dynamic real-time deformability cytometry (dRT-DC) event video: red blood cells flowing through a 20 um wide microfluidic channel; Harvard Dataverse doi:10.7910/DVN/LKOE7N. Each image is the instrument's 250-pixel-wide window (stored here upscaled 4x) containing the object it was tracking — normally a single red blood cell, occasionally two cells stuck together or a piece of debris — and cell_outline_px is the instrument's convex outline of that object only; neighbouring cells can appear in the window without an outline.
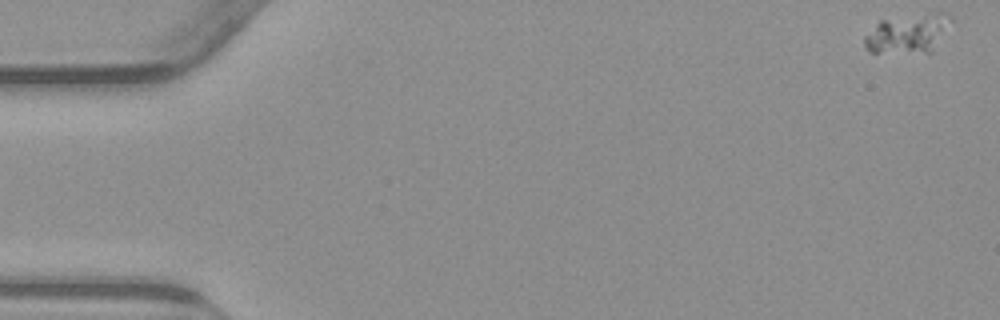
{"species": "common noctule bat (a hibernating species)", "species_latin": "Nyctalus noctula", "temperature_condition": "warm", "stored_images_in_passage": 55, "camera_frame_rate_fps": 3000, "um_per_image_px": 0.085, "animal": {"sex": "male", "body_mass_g": 23.1, "forearm_length_mm": 52.7}, "frame": {"image": 1, "passage_image": 1, "time_ms": 0.0, "image_size_px": [1000, 320], "cell_outline_px": [[932, 52], [872, 52], [864, 48], [864, 36], [880, 20], [884, 20], [924, 24], [928, 36]], "centroid_in_image_um": [76.28, 3.2], "position_along_channel_um": 8.7, "area_um2": 13.12}}
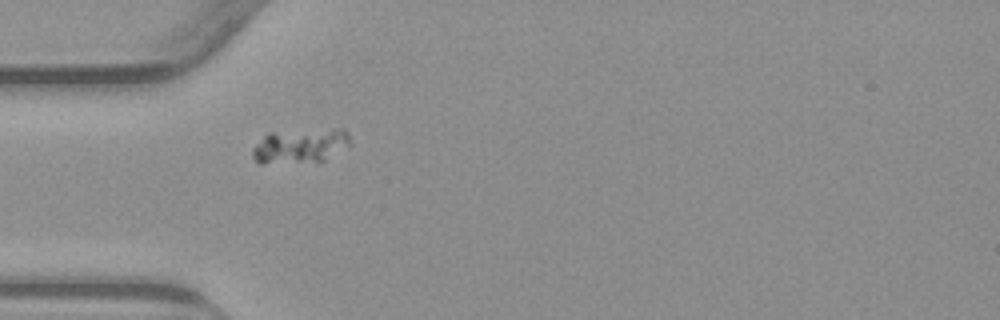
{"frame": {"image": 2, "passage_image": 17, "time_ms": 5.333, "image_size_px": [1000, 320], "cell_outline_px": [[352, 144], [324, 160], [260, 164], [252, 156], [252, 148], [268, 132], [332, 128], [344, 128], [348, 132]], "centroid_in_image_um": [25.55, 12.36], "position_along_channel_um": 59.5, "area_um2": 19.77}}
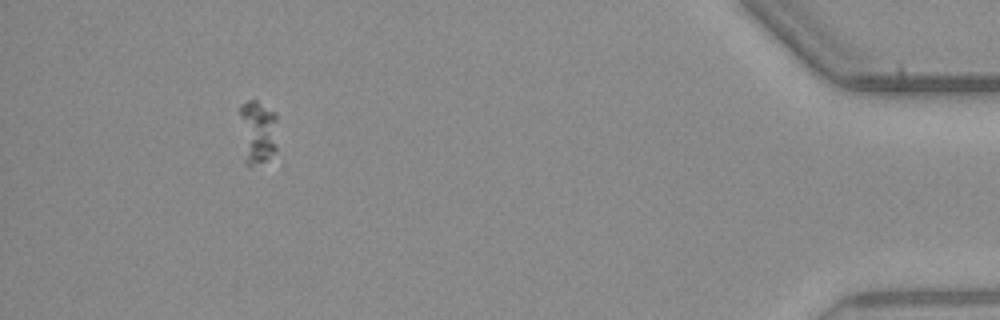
{"frame": {"image": 3, "passage_image": 51, "time_ms": 16.667, "image_size_px": [1000, 320], "cell_outline_px": [[276, 152], [264, 160], [248, 168], [244, 164], [240, 116], [240, 104], [248, 100], [256, 100], [276, 112]], "centroid_in_image_um": [21.89, 11.22], "position_along_channel_um": 413.3, "area_um2": 14.33}}